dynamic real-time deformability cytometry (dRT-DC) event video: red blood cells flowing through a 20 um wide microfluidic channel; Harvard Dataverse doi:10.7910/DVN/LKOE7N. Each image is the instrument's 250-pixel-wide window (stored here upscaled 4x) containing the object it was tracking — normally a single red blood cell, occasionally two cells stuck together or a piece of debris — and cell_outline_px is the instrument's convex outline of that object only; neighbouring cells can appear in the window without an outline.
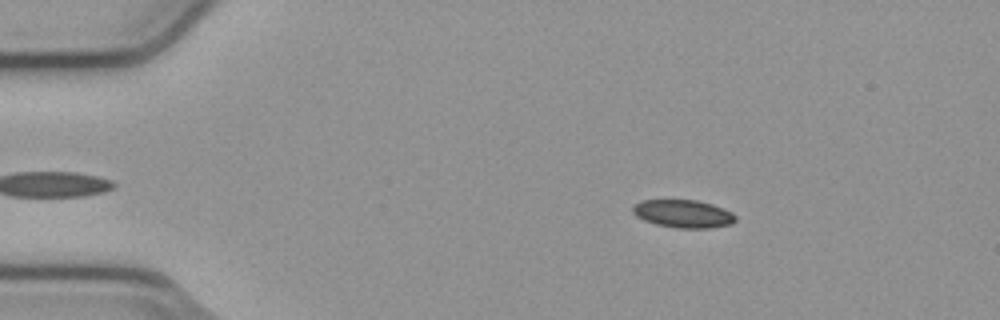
{"species": "common noctule bat (a hibernating species)", "species_latin": "Nyctalus noctula", "temperature_condition": "cold", "stored_images_in_passage": 46, "camera_frame_rate_fps": 3000, "um_per_image_px": 0.085, "animal": {"sex": "male", "body_mass_g": 23.1, "forearm_length_mm": 52.7}, "frame": {"image": 1, "passage_image": 9, "time_ms": 2.667, "image_size_px": [1000, 320], "cell_outline_px": [[736, 220], [732, 224], [708, 228], [676, 228], [656, 224], [644, 220], [636, 216], [632, 212], [632, 208], [640, 200], [696, 200], [712, 204], [732, 212], [736, 216]], "centroid_in_image_um": [58.08, 18.17], "position_along_channel_um": 26.9, "area_um2": 16.7}}
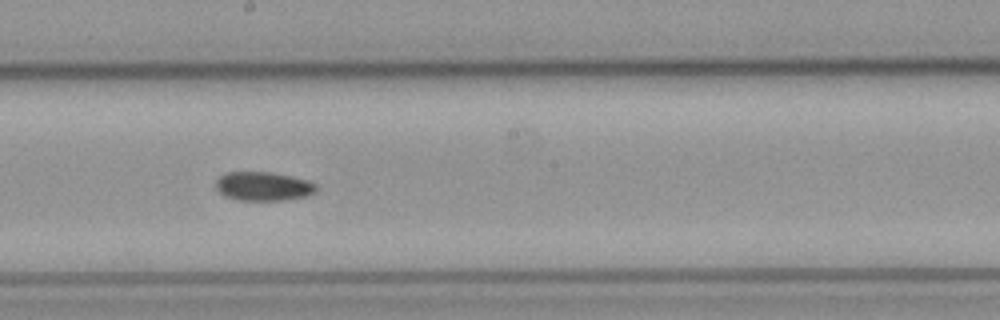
{"frame": {"image": 2, "passage_image": 30, "time_ms": 9.667, "image_size_px": [1000, 320], "cell_outline_px": [[316, 192], [308, 196], [284, 200], [236, 200], [224, 196], [216, 188], [216, 180], [220, 176], [228, 172], [272, 172], [292, 176], [308, 180], [316, 184]], "centroid_in_image_um": [22.4, 15.83], "position_along_channel_um": 225.8, "area_um2": 17.05}}
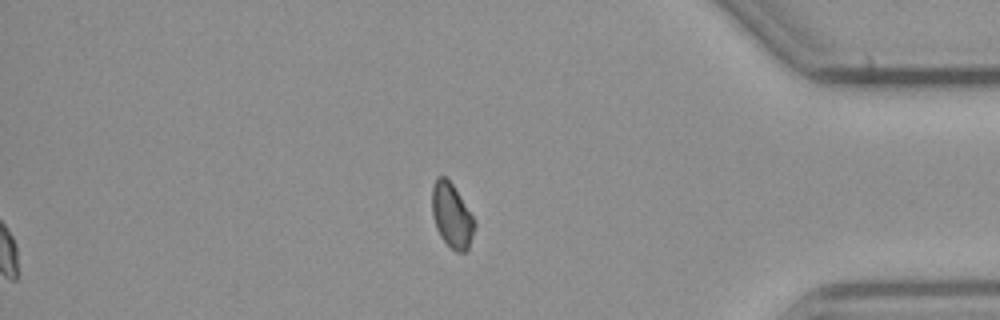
{"frame": {"image": 3, "passage_image": 46, "time_ms": 15.0, "image_size_px": [1000, 320], "cell_outline_px": [[476, 224], [468, 252], [456, 252], [440, 236], [436, 228], [432, 216], [432, 184], [436, 176], [444, 176], [452, 184], [476, 220]], "centroid_in_image_um": [38.41, 18.33], "position_along_channel_um": 396.8, "area_um2": 16.13}}